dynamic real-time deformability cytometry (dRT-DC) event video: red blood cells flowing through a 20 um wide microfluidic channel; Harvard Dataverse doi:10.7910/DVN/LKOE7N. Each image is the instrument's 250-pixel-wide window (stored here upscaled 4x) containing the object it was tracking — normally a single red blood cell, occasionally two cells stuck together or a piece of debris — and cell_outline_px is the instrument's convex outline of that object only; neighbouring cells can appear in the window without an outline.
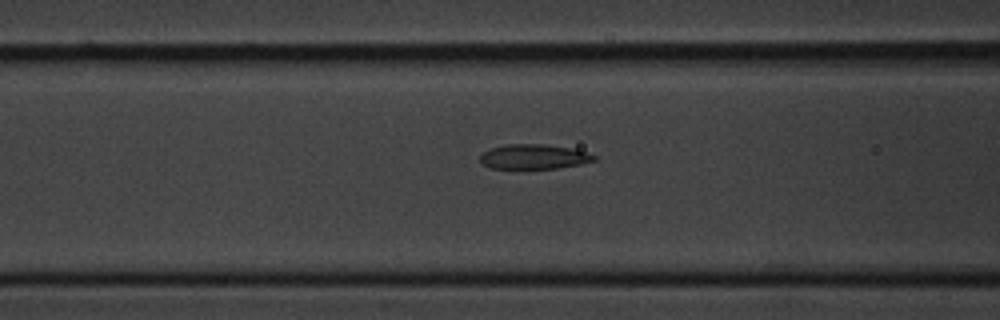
{"species": "common noctule bat (a hibernating species)", "species_latin": "Nyctalus noctula", "temperature_condition": "cold", "stored_images_in_passage": 4, "camera_frame_rate_fps": 3000, "um_per_image_px": 0.085, "animal": {"sex": "male", "body_mass_g": 20.1, "forearm_length_mm": 53.5}, "frame": {"image": 1, "passage_image": 4, "time_ms": 4.333, "image_size_px": [1000, 320], "cell_outline_px": [[596, 160], [580, 164], [556, 168], [492, 168], [480, 164], [480, 156], [484, 152], [492, 148], [508, 144], [540, 144], [568, 148], [584, 152], [596, 156]], "centroid_in_image_um": [45.33, 13.33], "position_along_channel_um": 121.3, "area_um2": 16.07}}